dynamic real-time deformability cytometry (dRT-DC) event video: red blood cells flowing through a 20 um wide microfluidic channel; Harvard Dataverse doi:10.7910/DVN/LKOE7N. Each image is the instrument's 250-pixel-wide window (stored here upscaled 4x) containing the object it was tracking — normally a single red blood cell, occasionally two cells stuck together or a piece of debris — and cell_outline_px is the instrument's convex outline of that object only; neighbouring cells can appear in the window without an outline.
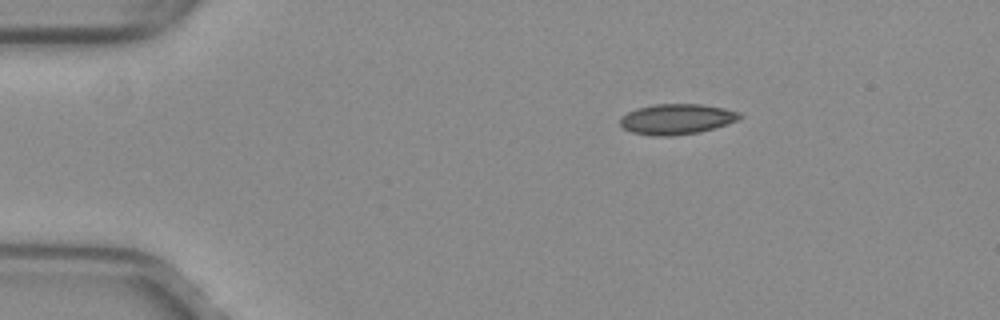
{"species": "common noctule bat (a hibernating species)", "species_latin": "Nyctalus noctula", "temperature_condition": "warm", "stored_images_in_passage": 23, "camera_frame_rate_fps": 3000, "um_per_image_px": 0.085, "animal": {"sex": "female", "body_mass_g": 29.2, "forearm_length_mm": 56.3}, "frame": {"image": 1, "passage_image": 1, "time_ms": 0.0, "image_size_px": [1000, 320], "cell_outline_px": [[744, 116], [736, 120], [700, 132], [672, 136], [656, 136], [632, 132], [624, 128], [620, 124], [620, 116], [636, 108], [652, 104], [700, 104], [724, 108], [740, 112]], "centroid_in_image_um": [57.49, 10.11], "position_along_channel_um": 27.5, "area_um2": 21.15}}
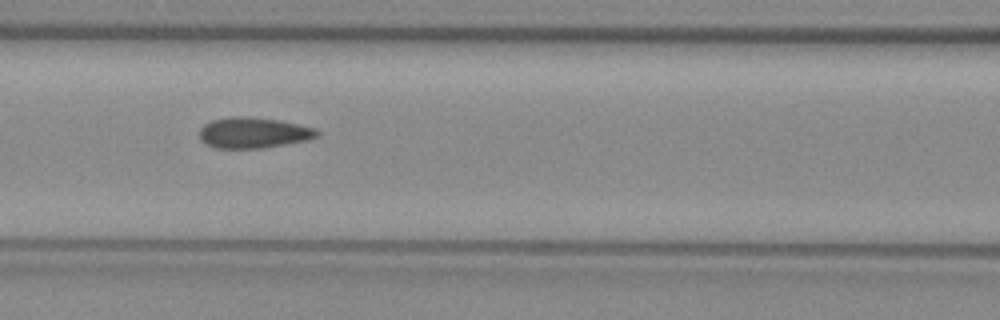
{"frame": {"image": 2, "passage_image": 15, "time_ms": 4.667, "image_size_px": [1000, 320], "cell_outline_px": [[320, 136], [308, 140], [264, 148], [216, 148], [204, 144], [200, 140], [200, 128], [204, 124], [212, 120], [232, 116], [244, 116], [280, 120], [316, 128], [320, 132]], "centroid_in_image_um": [21.56, 11.28], "position_along_channel_um": 145.0, "area_um2": 21.33}}
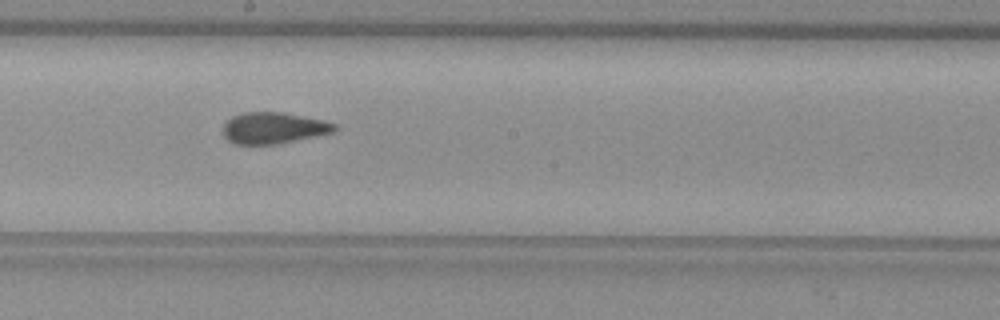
{"frame": {"image": 3, "passage_image": 21, "time_ms": 6.667, "image_size_px": [1000, 320], "cell_outline_px": [[340, 128], [332, 132], [276, 144], [236, 144], [228, 140], [224, 136], [224, 124], [232, 116], [244, 112], [284, 112], [324, 120], [336, 124]], "centroid_in_image_um": [23.26, 10.86], "position_along_channel_um": 224.9, "area_um2": 20.23}}